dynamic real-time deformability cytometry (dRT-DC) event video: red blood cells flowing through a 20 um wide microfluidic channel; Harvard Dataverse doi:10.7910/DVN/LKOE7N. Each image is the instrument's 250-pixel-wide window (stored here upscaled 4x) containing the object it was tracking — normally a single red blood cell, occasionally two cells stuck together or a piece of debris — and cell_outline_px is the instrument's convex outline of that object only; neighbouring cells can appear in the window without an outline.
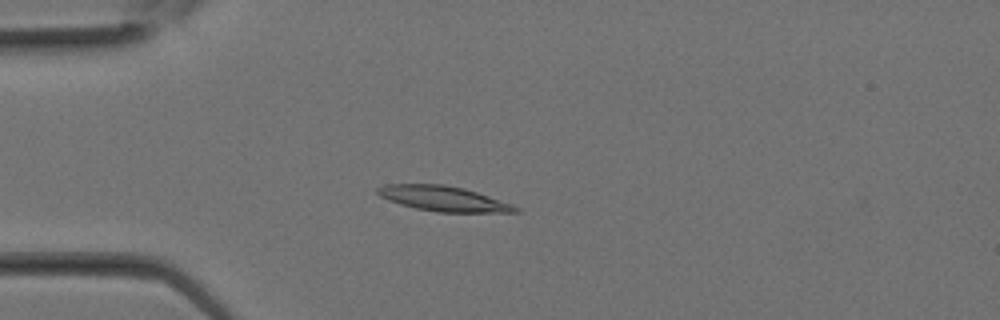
{"species": "Egyptian fruit bat (a non-hibernating species)", "species_latin": "Rousettus aegyptiacus", "temperature_condition": "room temperature", "stored_images_in_passage": 2, "camera_frame_rate_fps": 3000, "um_per_image_px": 0.085, "animal": {"sex": "female"}, "frame": {"image": 1, "passage_image": 1, "time_ms": 0.0, "image_size_px": [1000, 320], "cell_outline_px": [[520, 212], [436, 212], [416, 208], [400, 204], [388, 200], [380, 196], [376, 192], [376, 188], [384, 184], [444, 184], [464, 188], [512, 204], [520, 208]], "centroid_in_image_um": [37.66, 16.88], "position_along_channel_um": 47.3, "area_um2": 20.11}}